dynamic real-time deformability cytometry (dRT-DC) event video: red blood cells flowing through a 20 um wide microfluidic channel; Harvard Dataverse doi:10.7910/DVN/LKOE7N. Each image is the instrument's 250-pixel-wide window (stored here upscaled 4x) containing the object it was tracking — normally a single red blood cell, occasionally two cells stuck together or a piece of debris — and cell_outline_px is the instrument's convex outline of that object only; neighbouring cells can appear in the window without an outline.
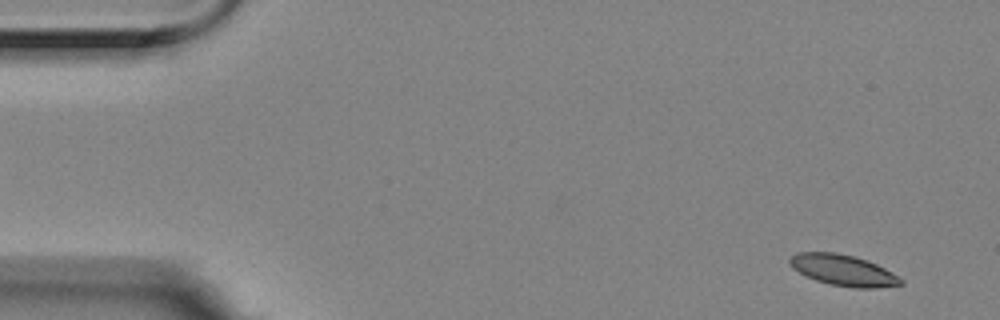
{"species": "Egyptian fruit bat (a non-hibernating species)", "species_latin": "Rousettus aegyptiacus", "temperature_condition": "room temperature", "stored_images_in_passage": 4, "segment_of_instrument_passage": [2, 2], "camera_frame_rate_fps": 3000, "um_per_image_px": 0.085, "animal": {"sex": "female"}, "frame": {"image": 1, "passage_image": 4, "time_ms": 1.0, "image_size_px": [1000, 320], "cell_outline_px": [[904, 284], [876, 288], [852, 288], [832, 284], [816, 280], [792, 268], [788, 260], [796, 252], [836, 252], [856, 256], [876, 264], [892, 272], [904, 280]], "centroid_in_image_um": [71.7, 22.96], "position_along_channel_um": 13.3, "area_um2": 20.06}}